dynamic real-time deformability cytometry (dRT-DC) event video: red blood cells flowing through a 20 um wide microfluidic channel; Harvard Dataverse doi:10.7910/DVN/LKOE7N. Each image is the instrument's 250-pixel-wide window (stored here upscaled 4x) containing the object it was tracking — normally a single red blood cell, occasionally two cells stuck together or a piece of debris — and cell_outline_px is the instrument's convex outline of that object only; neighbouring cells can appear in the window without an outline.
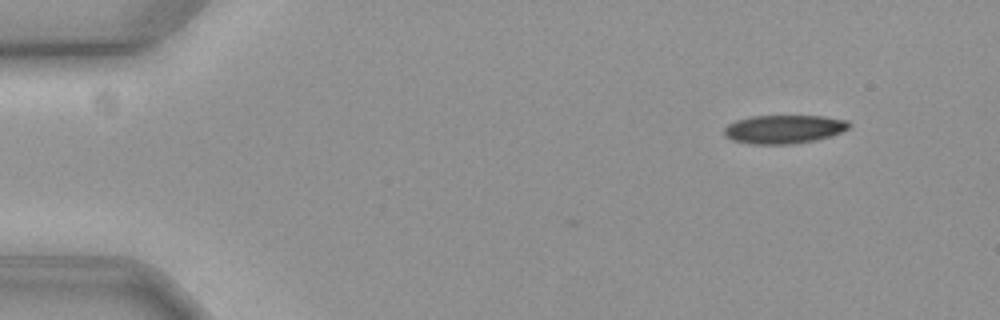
{"species": "common noctule bat (a hibernating species)", "species_latin": "Nyctalus noctula", "temperature_condition": "cold", "stored_images_in_passage": 12, "camera_frame_rate_fps": 3000, "um_per_image_px": 0.085, "animal": {"sex": "female", "body_mass_g": 19.3, "forearm_length_mm": 54.1}, "frame": {"image": 1, "passage_image": 1, "time_ms": 0.0, "image_size_px": [1000, 320], "cell_outline_px": [[852, 124], [848, 128], [832, 136], [816, 140], [796, 144], [752, 144], [732, 140], [724, 136], [724, 128], [728, 124], [736, 120], [752, 116], [824, 116], [848, 120]], "centroid_in_image_um": [66.64, 10.98], "position_along_channel_um": 18.4, "area_um2": 20.98}}